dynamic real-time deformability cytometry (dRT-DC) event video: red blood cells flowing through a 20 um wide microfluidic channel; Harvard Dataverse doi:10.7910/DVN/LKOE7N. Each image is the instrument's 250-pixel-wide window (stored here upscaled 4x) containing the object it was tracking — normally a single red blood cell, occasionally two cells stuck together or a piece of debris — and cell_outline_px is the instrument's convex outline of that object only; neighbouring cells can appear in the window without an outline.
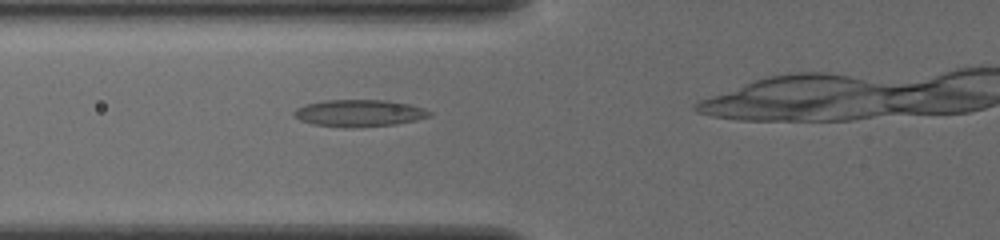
{"species": "common noctule bat (a hibernating species)", "species_latin": "Nyctalus noctula", "temperature_condition": "cold", "stored_images_in_passage": 23, "camera_frame_rate_fps": 3000, "um_per_image_px": 0.085, "animal": {"sex": "female", "body_mass_g": 19.5, "forearm_length_mm": 54.1}, "frame": {"image": 1, "passage_image": 6, "time_ms": 1.667, "image_size_px": [1000, 240], "cell_outline_px": [[432, 116], [416, 120], [396, 124], [348, 128], [344, 128], [312, 124], [300, 120], [292, 116], [292, 112], [296, 108], [304, 104], [324, 100], [388, 100], [408, 104], [424, 108], [432, 112]], "centroid_in_image_um": [30.5, 9.62], "position_along_channel_um": 95.3, "area_um2": 21.56}}
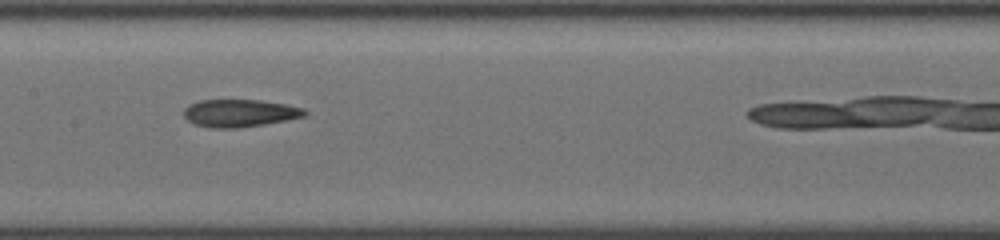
{"frame": {"image": 2, "passage_image": 13, "time_ms": 4.0, "image_size_px": [1000, 240], "cell_outline_px": [[308, 112], [304, 116], [264, 124], [240, 128], [208, 128], [196, 124], [188, 120], [184, 116], [184, 108], [188, 104], [200, 100], [260, 100], [284, 104], [304, 108]], "centroid_in_image_um": [20.34, 9.61], "position_along_channel_um": 187.1, "area_um2": 19.36}}
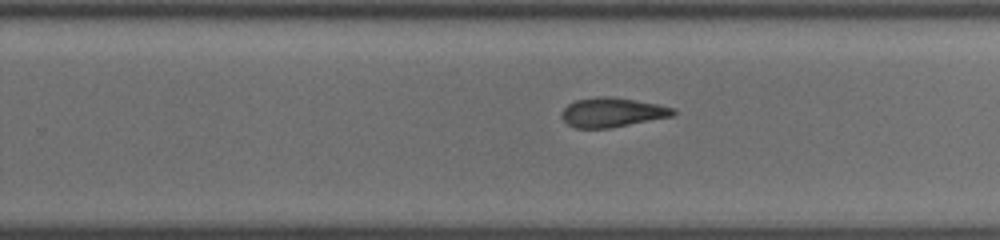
{"frame": {"image": 3, "passage_image": 20, "time_ms": 6.333, "image_size_px": [1000, 240], "cell_outline_px": [[676, 112], [672, 116], [608, 128], [576, 128], [568, 124], [560, 116], [564, 108], [568, 104], [576, 100], [596, 96], [612, 96], [656, 104], [676, 108]], "centroid_in_image_um": [52.01, 9.54], "position_along_channel_um": 277.8, "area_um2": 18.96}}